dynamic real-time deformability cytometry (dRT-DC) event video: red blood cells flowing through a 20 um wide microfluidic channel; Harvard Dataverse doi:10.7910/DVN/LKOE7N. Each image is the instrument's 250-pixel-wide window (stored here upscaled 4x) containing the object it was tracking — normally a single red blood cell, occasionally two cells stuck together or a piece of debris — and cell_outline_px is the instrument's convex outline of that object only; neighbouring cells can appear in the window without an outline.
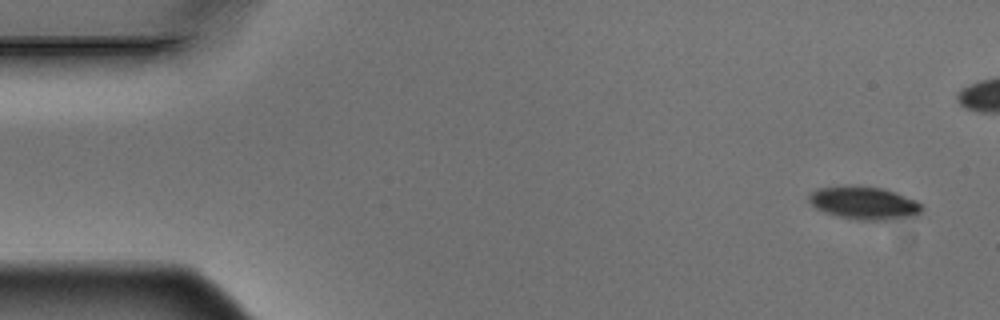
{"species": "Egyptian fruit bat (a non-hibernating species)", "species_latin": "Rousettus aegyptiacus", "temperature_condition": "warm", "stored_images_in_passage": 5, "camera_frame_rate_fps": 3000, "um_per_image_px": 0.085, "animal": {"sex": "male"}, "frame": {"image": 1, "passage_image": 1, "time_ms": 0.0, "image_size_px": [1000, 320], "cell_outline_px": [[924, 208], [916, 216], [892, 220], [856, 220], [836, 216], [824, 212], [816, 208], [808, 200], [808, 196], [812, 192], [820, 188], [848, 184], [856, 184], [884, 188], [896, 192], [916, 200]], "centroid_in_image_um": [73.46, 17.24], "position_along_channel_um": 11.5, "area_um2": 22.2}}